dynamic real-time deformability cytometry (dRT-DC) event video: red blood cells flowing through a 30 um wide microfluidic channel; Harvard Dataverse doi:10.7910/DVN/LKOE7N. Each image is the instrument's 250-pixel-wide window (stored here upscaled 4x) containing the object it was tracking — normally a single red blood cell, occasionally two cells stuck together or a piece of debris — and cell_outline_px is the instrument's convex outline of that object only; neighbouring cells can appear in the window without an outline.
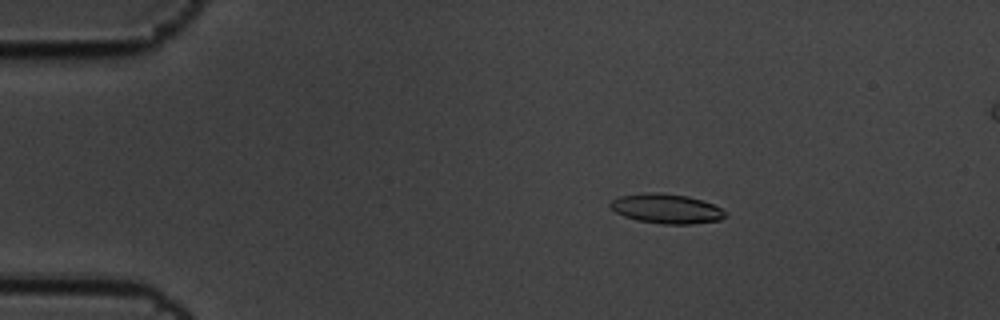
{"species": "common noctule bat (a hibernating species)", "species_latin": "Nyctalus noctula", "temperature_condition": "cold", "stored_images_in_passage": 7, "camera_frame_rate_fps": 3000, "um_per_image_px": 0.085, "animal": {"sex": "male", "body_mass_g": 19.5, "forearm_length_mm": 54.6}, "frame": {"image": 1, "passage_image": 4, "time_ms": 1.0, "image_size_px": [1000, 320], "cell_outline_px": [[728, 216], [720, 220], [692, 224], [664, 224], [636, 220], [624, 216], [616, 212], [608, 204], [612, 200], [620, 196], [644, 192], [660, 192], [688, 196], [712, 204], [720, 208]], "centroid_in_image_um": [56.63, 17.73], "position_along_channel_um": 28.4, "area_um2": 19.83}}